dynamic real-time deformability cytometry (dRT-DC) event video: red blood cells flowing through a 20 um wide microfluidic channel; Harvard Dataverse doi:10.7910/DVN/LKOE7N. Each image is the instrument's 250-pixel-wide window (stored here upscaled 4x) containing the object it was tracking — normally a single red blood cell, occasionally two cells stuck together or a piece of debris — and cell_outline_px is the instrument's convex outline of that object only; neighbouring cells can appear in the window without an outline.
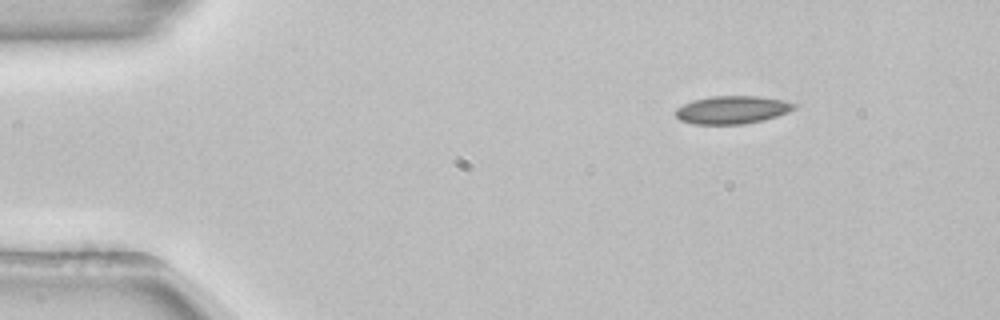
{"species": "common noctule bat (a hibernating species)", "species_latin": "Nyctalus noctula", "temperature_condition": "room temperature", "stored_images_in_passage": 47, "camera_frame_rate_fps": 3000, "um_per_image_px": 0.085, "animal": {"sex": "female", "body_mass_g": 22.7, "forearm_length_mm": 54.2}, "frame": {"image": 1, "passage_image": 1, "time_ms": 0.0, "image_size_px": [1000, 320], "cell_outline_px": [[796, 108], [788, 112], [764, 120], [744, 124], [692, 124], [680, 120], [676, 116], [676, 108], [692, 100], [712, 96], [760, 96], [784, 100], [796, 104]], "centroid_in_image_um": [62.24, 9.33], "position_along_channel_um": 22.8, "area_um2": 19.36}}
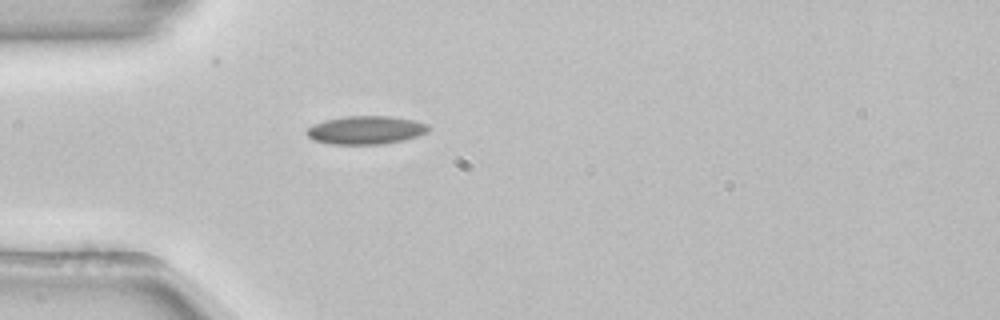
{"frame": {"image": 2, "passage_image": 9, "time_ms": 2.667, "image_size_px": [1000, 320], "cell_outline_px": [[432, 128], [428, 132], [404, 140], [384, 144], [332, 144], [312, 140], [304, 132], [312, 124], [324, 120], [344, 116], [392, 116], [412, 120], [428, 124]], "centroid_in_image_um": [31.08, 11.05], "position_along_channel_um": 53.9, "area_um2": 20.29}}
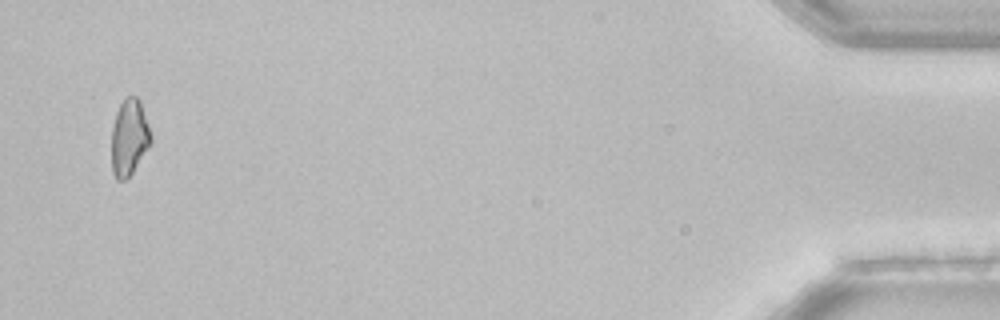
{"frame": {"image": 3, "passage_image": 45, "time_ms": 14.667, "image_size_px": [1000, 320], "cell_outline_px": [[152, 144], [132, 172], [124, 180], [116, 180], [112, 172], [112, 128], [116, 112], [124, 96], [136, 96], [140, 100], [152, 136]], "centroid_in_image_um": [10.99, 11.67], "position_along_channel_um": 424.2, "area_um2": 17.63}}